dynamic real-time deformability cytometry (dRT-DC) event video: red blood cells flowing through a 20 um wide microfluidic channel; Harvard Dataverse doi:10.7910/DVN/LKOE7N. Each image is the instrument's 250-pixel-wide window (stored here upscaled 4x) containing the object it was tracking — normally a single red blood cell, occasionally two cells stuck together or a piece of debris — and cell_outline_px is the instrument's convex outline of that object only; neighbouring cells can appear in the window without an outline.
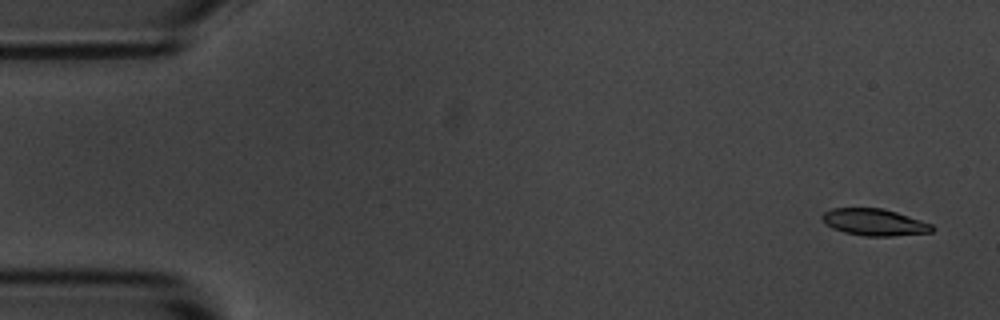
{"species": "common noctule bat (a hibernating species)", "species_latin": "Nyctalus noctula", "temperature_condition": "room temperature", "stored_images_in_passage": 4, "camera_frame_rate_fps": 3000, "um_per_image_px": 0.085, "animal": {"sex": "male", "body_mass_g": 20.1, "forearm_length_mm": 53.5}, "frame": {"image": 1, "passage_image": 1, "time_ms": 0.0, "image_size_px": [1000, 320], "cell_outline_px": [[936, 228], [932, 232], [892, 236], [864, 236], [844, 232], [832, 228], [824, 224], [820, 216], [824, 212], [832, 208], [884, 208], [932, 224]], "centroid_in_image_um": [74.3, 18.89], "position_along_channel_um": 10.7, "area_um2": 17.28}}
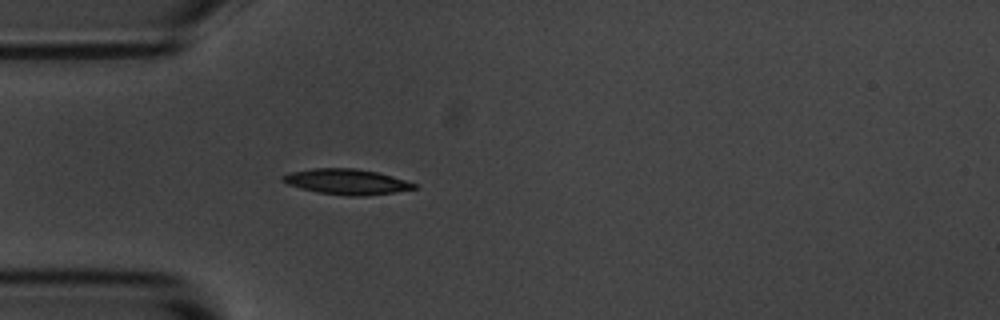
{"frame": {"image": 2, "passage_image": 4, "time_ms": 4.333, "image_size_px": [1000, 320], "cell_outline_px": [[416, 188], [396, 192], [364, 196], [348, 196], [316, 192], [300, 188], [288, 184], [280, 180], [280, 176], [292, 172], [312, 168], [356, 168], [380, 172], [416, 184]], "centroid_in_image_um": [29.44, 15.44], "position_along_channel_um": 55.6, "area_um2": 19.59}}